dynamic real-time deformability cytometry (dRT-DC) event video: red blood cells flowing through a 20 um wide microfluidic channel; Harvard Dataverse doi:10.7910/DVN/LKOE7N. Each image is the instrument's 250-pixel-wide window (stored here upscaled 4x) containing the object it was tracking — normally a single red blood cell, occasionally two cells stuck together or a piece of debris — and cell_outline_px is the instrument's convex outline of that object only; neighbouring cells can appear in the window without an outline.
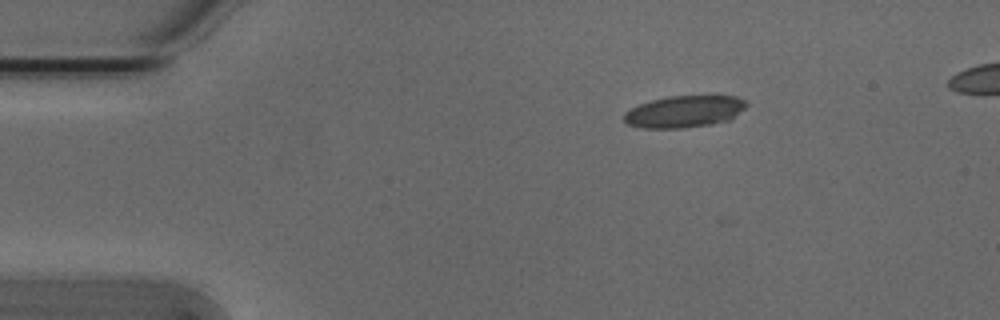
{"species": "Egyptian fruit bat (a non-hibernating species)", "species_latin": "Rousettus aegyptiacus", "temperature_condition": "cold", "stored_images_in_passage": 4, "camera_frame_rate_fps": 3000, "um_per_image_px": 0.085, "animal": {"sex": "male"}, "frame": {"image": 1, "passage_image": 1, "time_ms": 0.0, "image_size_px": [1000, 320], "cell_outline_px": [[748, 104], [744, 108], [728, 120], [712, 124], [684, 128], [640, 128], [628, 124], [624, 120], [624, 112], [640, 104], [652, 100], [668, 96], [736, 96], [744, 100]], "centroid_in_image_um": [58.14, 9.49], "position_along_channel_um": 26.9, "area_um2": 22.54}}